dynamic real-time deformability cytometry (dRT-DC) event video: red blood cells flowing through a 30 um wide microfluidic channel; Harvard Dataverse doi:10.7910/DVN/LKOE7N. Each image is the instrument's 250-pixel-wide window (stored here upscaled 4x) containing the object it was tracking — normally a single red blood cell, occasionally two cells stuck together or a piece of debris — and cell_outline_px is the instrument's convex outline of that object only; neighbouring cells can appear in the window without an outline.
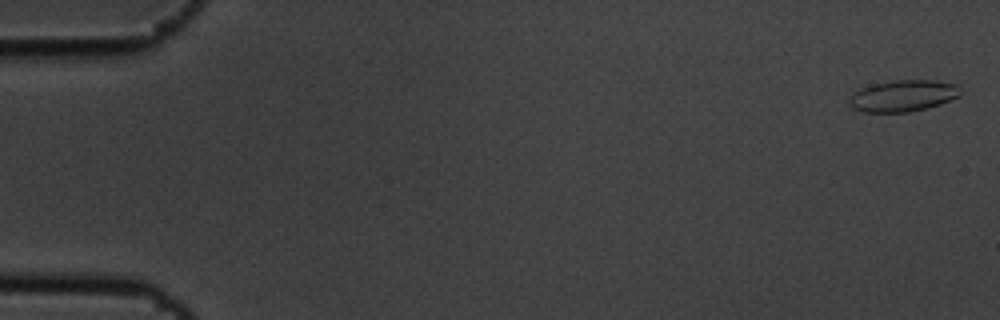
{"species": "common noctule bat (a hibernating species)", "species_latin": "Nyctalus noctula", "temperature_condition": "cold", "stored_images_in_passage": 4, "camera_frame_rate_fps": 3000, "um_per_image_px": 0.085, "animal": {"sex": "male", "body_mass_g": 19.5, "forearm_length_mm": 54.6}, "frame": {"image": 1, "passage_image": 1, "time_ms": 0.0, "image_size_px": [1000, 320], "cell_outline_px": [[960, 96], [940, 104], [908, 112], [864, 112], [852, 108], [848, 104], [848, 96], [860, 88], [872, 84], [896, 80], [936, 80], [956, 84], [960, 92]], "centroid_in_image_um": [76.71, 8.14], "position_along_channel_um": 8.3, "area_um2": 20.46}}